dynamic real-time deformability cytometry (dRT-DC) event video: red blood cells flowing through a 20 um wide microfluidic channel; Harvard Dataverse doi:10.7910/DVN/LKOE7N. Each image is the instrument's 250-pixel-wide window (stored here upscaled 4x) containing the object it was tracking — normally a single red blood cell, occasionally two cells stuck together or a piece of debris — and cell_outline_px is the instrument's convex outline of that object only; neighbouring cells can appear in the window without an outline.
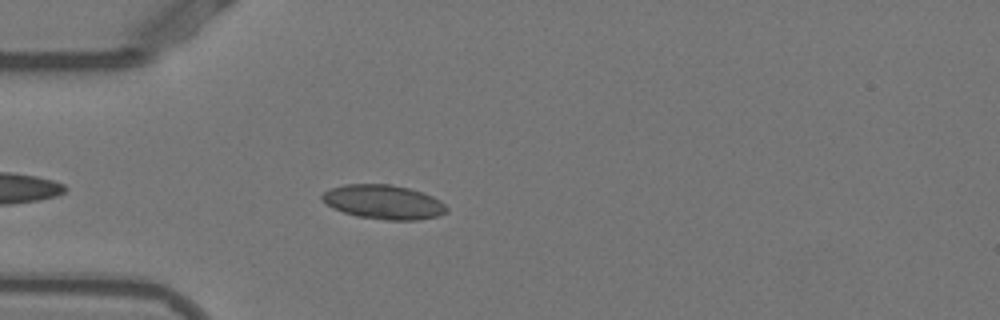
{"species": "Egyptian fruit bat (a non-hibernating species)", "species_latin": "Rousettus aegyptiacus", "temperature_condition": "warm", "stored_images_in_passage": 40, "camera_frame_rate_fps": 3000, "um_per_image_px": 0.085, "animal": {"sex": "female"}, "frame": {"image": 1, "passage_image": 5, "time_ms": 1.333, "image_size_px": [1000, 320], "cell_outline_px": [[448, 212], [436, 216], [416, 220], [384, 220], [356, 216], [332, 208], [320, 200], [320, 196], [328, 188], [344, 184], [388, 184], [408, 188], [432, 196], [440, 200], [448, 208]], "centroid_in_image_um": [32.55, 17.17], "position_along_channel_um": 52.5, "area_um2": 24.97}}
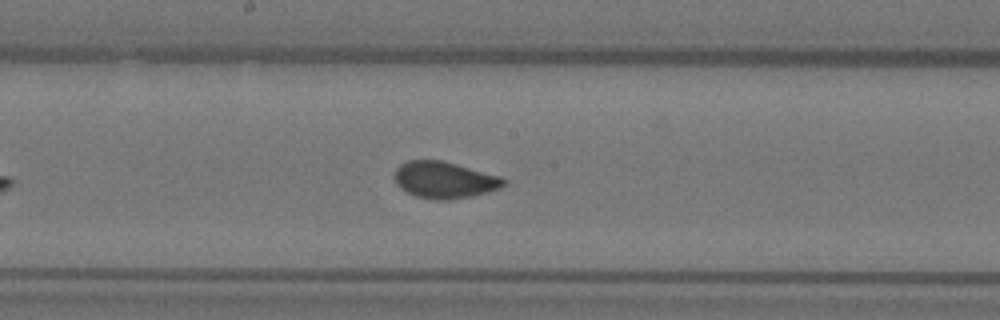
{"frame": {"image": 2, "passage_image": 18, "time_ms": 5.667, "image_size_px": [1000, 320], "cell_outline_px": [[508, 180], [500, 188], [488, 192], [472, 196], [448, 200], [436, 200], [416, 196], [400, 188], [396, 184], [396, 168], [400, 164], [408, 160], [440, 160], [456, 164], [500, 176]], "centroid_in_image_um": [37.79, 15.3], "position_along_channel_um": 210.4, "area_um2": 23.18}}
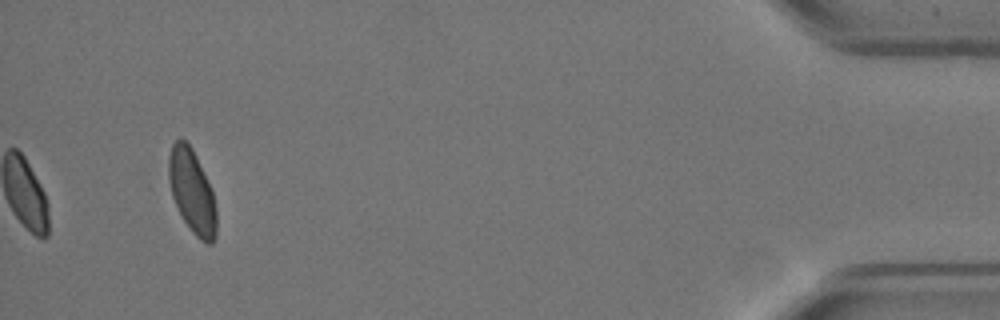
{"frame": {"image": 3, "passage_image": 40, "time_ms": 13.0, "image_size_px": [1000, 320], "cell_outline_px": [[216, 240], [212, 244], [208, 244], [200, 240], [192, 232], [180, 216], [172, 196], [168, 180], [168, 156], [172, 144], [180, 136], [192, 148], [208, 180], [212, 192], [216, 208]], "centroid_in_image_um": [16.31, 16.29], "position_along_channel_um": 418.9, "area_um2": 23.58}, "authors_computed_cell_mechanics": {"area_um2": 23.2356, "velocity_mm_per_s": 3.8469, "shape_relaxation_time_tau1_ms": 4.2765, "shape_relaxation_time_tau2_ms": null, "deformation_change_tau1": 0.1119, "deformation_change_tau2": null}}